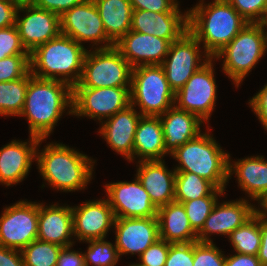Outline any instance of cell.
<instances>
[{
    "label": "cell",
    "instance_id": "1",
    "mask_svg": "<svg viewBox=\"0 0 267 266\" xmlns=\"http://www.w3.org/2000/svg\"><path fill=\"white\" fill-rule=\"evenodd\" d=\"M73 88L62 81L41 79L29 71V81L21 116L29 124L30 136L46 139L69 107L72 115Z\"/></svg>",
    "mask_w": 267,
    "mask_h": 266
},
{
    "label": "cell",
    "instance_id": "2",
    "mask_svg": "<svg viewBox=\"0 0 267 266\" xmlns=\"http://www.w3.org/2000/svg\"><path fill=\"white\" fill-rule=\"evenodd\" d=\"M204 0L188 10V30L203 44L211 58L223 49L248 23L227 0Z\"/></svg>",
    "mask_w": 267,
    "mask_h": 266
},
{
    "label": "cell",
    "instance_id": "3",
    "mask_svg": "<svg viewBox=\"0 0 267 266\" xmlns=\"http://www.w3.org/2000/svg\"><path fill=\"white\" fill-rule=\"evenodd\" d=\"M36 149L40 175L48 184L63 192L84 189L92 179L95 161L62 143H50L41 152ZM41 142V143H40Z\"/></svg>",
    "mask_w": 267,
    "mask_h": 266
},
{
    "label": "cell",
    "instance_id": "4",
    "mask_svg": "<svg viewBox=\"0 0 267 266\" xmlns=\"http://www.w3.org/2000/svg\"><path fill=\"white\" fill-rule=\"evenodd\" d=\"M87 51L74 39L60 34L30 53V72L35 77L62 81L73 88L80 81Z\"/></svg>",
    "mask_w": 267,
    "mask_h": 266
},
{
    "label": "cell",
    "instance_id": "5",
    "mask_svg": "<svg viewBox=\"0 0 267 266\" xmlns=\"http://www.w3.org/2000/svg\"><path fill=\"white\" fill-rule=\"evenodd\" d=\"M208 132L181 145L170 155L179 162L176 172H191L225 191L229 181V153Z\"/></svg>",
    "mask_w": 267,
    "mask_h": 266
},
{
    "label": "cell",
    "instance_id": "6",
    "mask_svg": "<svg viewBox=\"0 0 267 266\" xmlns=\"http://www.w3.org/2000/svg\"><path fill=\"white\" fill-rule=\"evenodd\" d=\"M261 23H247L245 27L221 49L214 60L222 57L223 71L239 87L267 50V31ZM266 31V32H265Z\"/></svg>",
    "mask_w": 267,
    "mask_h": 266
},
{
    "label": "cell",
    "instance_id": "7",
    "mask_svg": "<svg viewBox=\"0 0 267 266\" xmlns=\"http://www.w3.org/2000/svg\"><path fill=\"white\" fill-rule=\"evenodd\" d=\"M175 92L170 88L161 65L132 68L130 104L142 116H160L174 106Z\"/></svg>",
    "mask_w": 267,
    "mask_h": 266
},
{
    "label": "cell",
    "instance_id": "8",
    "mask_svg": "<svg viewBox=\"0 0 267 266\" xmlns=\"http://www.w3.org/2000/svg\"><path fill=\"white\" fill-rule=\"evenodd\" d=\"M88 50L83 71L74 87H131L132 67L115 47Z\"/></svg>",
    "mask_w": 267,
    "mask_h": 266
},
{
    "label": "cell",
    "instance_id": "9",
    "mask_svg": "<svg viewBox=\"0 0 267 266\" xmlns=\"http://www.w3.org/2000/svg\"><path fill=\"white\" fill-rule=\"evenodd\" d=\"M213 59L210 58L175 93L174 105L180 110L197 115L203 122H208L217 98Z\"/></svg>",
    "mask_w": 267,
    "mask_h": 266
},
{
    "label": "cell",
    "instance_id": "10",
    "mask_svg": "<svg viewBox=\"0 0 267 266\" xmlns=\"http://www.w3.org/2000/svg\"><path fill=\"white\" fill-rule=\"evenodd\" d=\"M131 87H73L72 115L108 119L130 105Z\"/></svg>",
    "mask_w": 267,
    "mask_h": 266
},
{
    "label": "cell",
    "instance_id": "11",
    "mask_svg": "<svg viewBox=\"0 0 267 266\" xmlns=\"http://www.w3.org/2000/svg\"><path fill=\"white\" fill-rule=\"evenodd\" d=\"M200 44L189 30L179 39L171 42L168 54L161 66L170 88L175 93L211 58L205 55L202 62Z\"/></svg>",
    "mask_w": 267,
    "mask_h": 266
},
{
    "label": "cell",
    "instance_id": "12",
    "mask_svg": "<svg viewBox=\"0 0 267 266\" xmlns=\"http://www.w3.org/2000/svg\"><path fill=\"white\" fill-rule=\"evenodd\" d=\"M38 203L18 201L0 217V245L21 251L37 239Z\"/></svg>",
    "mask_w": 267,
    "mask_h": 266
},
{
    "label": "cell",
    "instance_id": "13",
    "mask_svg": "<svg viewBox=\"0 0 267 266\" xmlns=\"http://www.w3.org/2000/svg\"><path fill=\"white\" fill-rule=\"evenodd\" d=\"M61 34L74 39L80 45L91 41L95 45L106 42L96 49L115 46L107 37L102 19L93 0H84L60 16Z\"/></svg>",
    "mask_w": 267,
    "mask_h": 266
},
{
    "label": "cell",
    "instance_id": "14",
    "mask_svg": "<svg viewBox=\"0 0 267 266\" xmlns=\"http://www.w3.org/2000/svg\"><path fill=\"white\" fill-rule=\"evenodd\" d=\"M105 188L115 218L157 217L158 208L152 203L137 176L133 182L109 183Z\"/></svg>",
    "mask_w": 267,
    "mask_h": 266
},
{
    "label": "cell",
    "instance_id": "15",
    "mask_svg": "<svg viewBox=\"0 0 267 266\" xmlns=\"http://www.w3.org/2000/svg\"><path fill=\"white\" fill-rule=\"evenodd\" d=\"M18 11L26 12L22 18L17 14L16 26L22 44L29 53L61 34L60 16L54 12L35 5L21 7Z\"/></svg>",
    "mask_w": 267,
    "mask_h": 266
},
{
    "label": "cell",
    "instance_id": "16",
    "mask_svg": "<svg viewBox=\"0 0 267 266\" xmlns=\"http://www.w3.org/2000/svg\"><path fill=\"white\" fill-rule=\"evenodd\" d=\"M115 246L119 256L131 253L138 257L160 239L157 217L115 218Z\"/></svg>",
    "mask_w": 267,
    "mask_h": 266
},
{
    "label": "cell",
    "instance_id": "17",
    "mask_svg": "<svg viewBox=\"0 0 267 266\" xmlns=\"http://www.w3.org/2000/svg\"><path fill=\"white\" fill-rule=\"evenodd\" d=\"M249 203L243 198L236 201H224L222 204L217 201L201 231L197 234L198 242L213 243L209 238L213 233L229 237L235 229L255 214L256 207Z\"/></svg>",
    "mask_w": 267,
    "mask_h": 266
},
{
    "label": "cell",
    "instance_id": "18",
    "mask_svg": "<svg viewBox=\"0 0 267 266\" xmlns=\"http://www.w3.org/2000/svg\"><path fill=\"white\" fill-rule=\"evenodd\" d=\"M71 209L74 236L80 242L104 239L109 229L114 226L115 216L107 199L87 201Z\"/></svg>",
    "mask_w": 267,
    "mask_h": 266
},
{
    "label": "cell",
    "instance_id": "19",
    "mask_svg": "<svg viewBox=\"0 0 267 266\" xmlns=\"http://www.w3.org/2000/svg\"><path fill=\"white\" fill-rule=\"evenodd\" d=\"M170 42L149 34L128 31L115 47L132 68L142 65H161L166 58Z\"/></svg>",
    "mask_w": 267,
    "mask_h": 266
},
{
    "label": "cell",
    "instance_id": "20",
    "mask_svg": "<svg viewBox=\"0 0 267 266\" xmlns=\"http://www.w3.org/2000/svg\"><path fill=\"white\" fill-rule=\"evenodd\" d=\"M131 30L167 39L171 43L188 31V11L183 14L133 10Z\"/></svg>",
    "mask_w": 267,
    "mask_h": 266
},
{
    "label": "cell",
    "instance_id": "21",
    "mask_svg": "<svg viewBox=\"0 0 267 266\" xmlns=\"http://www.w3.org/2000/svg\"><path fill=\"white\" fill-rule=\"evenodd\" d=\"M40 138L31 136L28 142L13 140L0 149V183L13 186L27 176Z\"/></svg>",
    "mask_w": 267,
    "mask_h": 266
},
{
    "label": "cell",
    "instance_id": "22",
    "mask_svg": "<svg viewBox=\"0 0 267 266\" xmlns=\"http://www.w3.org/2000/svg\"><path fill=\"white\" fill-rule=\"evenodd\" d=\"M141 116L130 104L105 120L104 124L102 122L99 130L113 151L125 156L130 162L133 161L135 132Z\"/></svg>",
    "mask_w": 267,
    "mask_h": 266
},
{
    "label": "cell",
    "instance_id": "23",
    "mask_svg": "<svg viewBox=\"0 0 267 266\" xmlns=\"http://www.w3.org/2000/svg\"><path fill=\"white\" fill-rule=\"evenodd\" d=\"M44 206L38 203L37 239L62 247L73 246V213L70 206Z\"/></svg>",
    "mask_w": 267,
    "mask_h": 266
},
{
    "label": "cell",
    "instance_id": "24",
    "mask_svg": "<svg viewBox=\"0 0 267 266\" xmlns=\"http://www.w3.org/2000/svg\"><path fill=\"white\" fill-rule=\"evenodd\" d=\"M137 178L157 207L175 201V170H168L164 160L138 161Z\"/></svg>",
    "mask_w": 267,
    "mask_h": 266
},
{
    "label": "cell",
    "instance_id": "25",
    "mask_svg": "<svg viewBox=\"0 0 267 266\" xmlns=\"http://www.w3.org/2000/svg\"><path fill=\"white\" fill-rule=\"evenodd\" d=\"M159 118L163 128L165 149L169 154L201 133L200 126L203 121L197 115L180 110L175 105Z\"/></svg>",
    "mask_w": 267,
    "mask_h": 266
},
{
    "label": "cell",
    "instance_id": "26",
    "mask_svg": "<svg viewBox=\"0 0 267 266\" xmlns=\"http://www.w3.org/2000/svg\"><path fill=\"white\" fill-rule=\"evenodd\" d=\"M160 238L168 243H191L197 240V233L187 217L183 204L170 202L157 210Z\"/></svg>",
    "mask_w": 267,
    "mask_h": 266
},
{
    "label": "cell",
    "instance_id": "27",
    "mask_svg": "<svg viewBox=\"0 0 267 266\" xmlns=\"http://www.w3.org/2000/svg\"><path fill=\"white\" fill-rule=\"evenodd\" d=\"M166 153L169 154L165 149L159 116H141L135 132L133 159L139 157V161L163 160Z\"/></svg>",
    "mask_w": 267,
    "mask_h": 266
},
{
    "label": "cell",
    "instance_id": "28",
    "mask_svg": "<svg viewBox=\"0 0 267 266\" xmlns=\"http://www.w3.org/2000/svg\"><path fill=\"white\" fill-rule=\"evenodd\" d=\"M229 154V179L236 173L238 185L253 200H259L267 193V161L263 156H252L230 162ZM234 171V172H233Z\"/></svg>",
    "mask_w": 267,
    "mask_h": 266
},
{
    "label": "cell",
    "instance_id": "29",
    "mask_svg": "<svg viewBox=\"0 0 267 266\" xmlns=\"http://www.w3.org/2000/svg\"><path fill=\"white\" fill-rule=\"evenodd\" d=\"M107 37L115 44L131 30L133 8L129 0H93Z\"/></svg>",
    "mask_w": 267,
    "mask_h": 266
},
{
    "label": "cell",
    "instance_id": "30",
    "mask_svg": "<svg viewBox=\"0 0 267 266\" xmlns=\"http://www.w3.org/2000/svg\"><path fill=\"white\" fill-rule=\"evenodd\" d=\"M175 201L183 203L208 195H223L224 190L218 189L213 183L191 172H176Z\"/></svg>",
    "mask_w": 267,
    "mask_h": 266
},
{
    "label": "cell",
    "instance_id": "31",
    "mask_svg": "<svg viewBox=\"0 0 267 266\" xmlns=\"http://www.w3.org/2000/svg\"><path fill=\"white\" fill-rule=\"evenodd\" d=\"M29 72L14 81L0 82V115L19 116L24 107Z\"/></svg>",
    "mask_w": 267,
    "mask_h": 266
},
{
    "label": "cell",
    "instance_id": "32",
    "mask_svg": "<svg viewBox=\"0 0 267 266\" xmlns=\"http://www.w3.org/2000/svg\"><path fill=\"white\" fill-rule=\"evenodd\" d=\"M228 238L235 253L257 255L261 243L260 217L255 213Z\"/></svg>",
    "mask_w": 267,
    "mask_h": 266
},
{
    "label": "cell",
    "instance_id": "33",
    "mask_svg": "<svg viewBox=\"0 0 267 266\" xmlns=\"http://www.w3.org/2000/svg\"><path fill=\"white\" fill-rule=\"evenodd\" d=\"M62 246L36 239L21 250L25 266H56Z\"/></svg>",
    "mask_w": 267,
    "mask_h": 266
},
{
    "label": "cell",
    "instance_id": "34",
    "mask_svg": "<svg viewBox=\"0 0 267 266\" xmlns=\"http://www.w3.org/2000/svg\"><path fill=\"white\" fill-rule=\"evenodd\" d=\"M89 243L84 254L85 266H115L120 258L118 250L111 242L104 239L86 241Z\"/></svg>",
    "mask_w": 267,
    "mask_h": 266
},
{
    "label": "cell",
    "instance_id": "35",
    "mask_svg": "<svg viewBox=\"0 0 267 266\" xmlns=\"http://www.w3.org/2000/svg\"><path fill=\"white\" fill-rule=\"evenodd\" d=\"M218 196L208 195L195 200L183 202V207L186 211L192 229L198 234L205 224V220L211 213L214 205L218 201Z\"/></svg>",
    "mask_w": 267,
    "mask_h": 266
},
{
    "label": "cell",
    "instance_id": "36",
    "mask_svg": "<svg viewBox=\"0 0 267 266\" xmlns=\"http://www.w3.org/2000/svg\"><path fill=\"white\" fill-rule=\"evenodd\" d=\"M30 54L8 56L0 60V82L23 78L30 71Z\"/></svg>",
    "mask_w": 267,
    "mask_h": 266
},
{
    "label": "cell",
    "instance_id": "37",
    "mask_svg": "<svg viewBox=\"0 0 267 266\" xmlns=\"http://www.w3.org/2000/svg\"><path fill=\"white\" fill-rule=\"evenodd\" d=\"M193 266H225V255L214 243L194 241Z\"/></svg>",
    "mask_w": 267,
    "mask_h": 266
},
{
    "label": "cell",
    "instance_id": "38",
    "mask_svg": "<svg viewBox=\"0 0 267 266\" xmlns=\"http://www.w3.org/2000/svg\"><path fill=\"white\" fill-rule=\"evenodd\" d=\"M30 54L22 44L16 25L0 29V60L8 56Z\"/></svg>",
    "mask_w": 267,
    "mask_h": 266
},
{
    "label": "cell",
    "instance_id": "39",
    "mask_svg": "<svg viewBox=\"0 0 267 266\" xmlns=\"http://www.w3.org/2000/svg\"><path fill=\"white\" fill-rule=\"evenodd\" d=\"M227 1L248 23H261L267 10V0Z\"/></svg>",
    "mask_w": 267,
    "mask_h": 266
},
{
    "label": "cell",
    "instance_id": "40",
    "mask_svg": "<svg viewBox=\"0 0 267 266\" xmlns=\"http://www.w3.org/2000/svg\"><path fill=\"white\" fill-rule=\"evenodd\" d=\"M169 250V243L158 239L149 246L139 257L141 263L129 266H164Z\"/></svg>",
    "mask_w": 267,
    "mask_h": 266
},
{
    "label": "cell",
    "instance_id": "41",
    "mask_svg": "<svg viewBox=\"0 0 267 266\" xmlns=\"http://www.w3.org/2000/svg\"><path fill=\"white\" fill-rule=\"evenodd\" d=\"M164 266H193V242L169 243Z\"/></svg>",
    "mask_w": 267,
    "mask_h": 266
},
{
    "label": "cell",
    "instance_id": "42",
    "mask_svg": "<svg viewBox=\"0 0 267 266\" xmlns=\"http://www.w3.org/2000/svg\"><path fill=\"white\" fill-rule=\"evenodd\" d=\"M133 10L151 12H181L177 0H129Z\"/></svg>",
    "mask_w": 267,
    "mask_h": 266
},
{
    "label": "cell",
    "instance_id": "43",
    "mask_svg": "<svg viewBox=\"0 0 267 266\" xmlns=\"http://www.w3.org/2000/svg\"><path fill=\"white\" fill-rule=\"evenodd\" d=\"M83 1L84 0H36L35 6L61 16L72 7L81 4Z\"/></svg>",
    "mask_w": 267,
    "mask_h": 266
},
{
    "label": "cell",
    "instance_id": "44",
    "mask_svg": "<svg viewBox=\"0 0 267 266\" xmlns=\"http://www.w3.org/2000/svg\"><path fill=\"white\" fill-rule=\"evenodd\" d=\"M249 105L267 130V84L249 100Z\"/></svg>",
    "mask_w": 267,
    "mask_h": 266
},
{
    "label": "cell",
    "instance_id": "45",
    "mask_svg": "<svg viewBox=\"0 0 267 266\" xmlns=\"http://www.w3.org/2000/svg\"><path fill=\"white\" fill-rule=\"evenodd\" d=\"M71 247H62L56 266H85L84 254L79 251H72Z\"/></svg>",
    "mask_w": 267,
    "mask_h": 266
},
{
    "label": "cell",
    "instance_id": "46",
    "mask_svg": "<svg viewBox=\"0 0 267 266\" xmlns=\"http://www.w3.org/2000/svg\"><path fill=\"white\" fill-rule=\"evenodd\" d=\"M18 10L10 0H0V29L16 25Z\"/></svg>",
    "mask_w": 267,
    "mask_h": 266
},
{
    "label": "cell",
    "instance_id": "47",
    "mask_svg": "<svg viewBox=\"0 0 267 266\" xmlns=\"http://www.w3.org/2000/svg\"><path fill=\"white\" fill-rule=\"evenodd\" d=\"M0 266H25L21 251L0 245Z\"/></svg>",
    "mask_w": 267,
    "mask_h": 266
},
{
    "label": "cell",
    "instance_id": "48",
    "mask_svg": "<svg viewBox=\"0 0 267 266\" xmlns=\"http://www.w3.org/2000/svg\"><path fill=\"white\" fill-rule=\"evenodd\" d=\"M225 266H262L257 255L236 253L225 257Z\"/></svg>",
    "mask_w": 267,
    "mask_h": 266
},
{
    "label": "cell",
    "instance_id": "49",
    "mask_svg": "<svg viewBox=\"0 0 267 266\" xmlns=\"http://www.w3.org/2000/svg\"><path fill=\"white\" fill-rule=\"evenodd\" d=\"M261 243L257 253L262 266H267V220L260 218Z\"/></svg>",
    "mask_w": 267,
    "mask_h": 266
},
{
    "label": "cell",
    "instance_id": "50",
    "mask_svg": "<svg viewBox=\"0 0 267 266\" xmlns=\"http://www.w3.org/2000/svg\"><path fill=\"white\" fill-rule=\"evenodd\" d=\"M259 203L262 210L255 209V213L260 218L267 220V193L258 200V204Z\"/></svg>",
    "mask_w": 267,
    "mask_h": 266
},
{
    "label": "cell",
    "instance_id": "51",
    "mask_svg": "<svg viewBox=\"0 0 267 266\" xmlns=\"http://www.w3.org/2000/svg\"><path fill=\"white\" fill-rule=\"evenodd\" d=\"M18 8L34 6L36 0H10Z\"/></svg>",
    "mask_w": 267,
    "mask_h": 266
},
{
    "label": "cell",
    "instance_id": "52",
    "mask_svg": "<svg viewBox=\"0 0 267 266\" xmlns=\"http://www.w3.org/2000/svg\"><path fill=\"white\" fill-rule=\"evenodd\" d=\"M262 25H264L266 28H267V10H266V13L262 19V22H261Z\"/></svg>",
    "mask_w": 267,
    "mask_h": 266
}]
</instances>
